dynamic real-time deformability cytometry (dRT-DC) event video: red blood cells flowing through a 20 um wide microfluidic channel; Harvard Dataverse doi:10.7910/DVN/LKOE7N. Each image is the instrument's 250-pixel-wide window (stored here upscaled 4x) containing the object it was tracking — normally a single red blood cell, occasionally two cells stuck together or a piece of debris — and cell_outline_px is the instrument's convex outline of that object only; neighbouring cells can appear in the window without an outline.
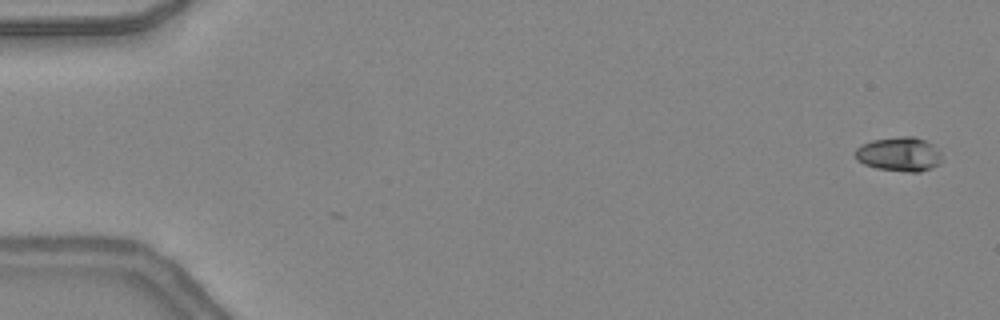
{"species": "common noctule bat (a hibernating species)", "species_latin": "Nyctalus noctula", "temperature_condition": "warm", "stored_images_in_passage": 2, "camera_frame_rate_fps": 3000, "um_per_image_px": 0.085, "animal": {"sex": "female", "body_mass_g": 24.6, "forearm_length_mm": 56.2}, "frame": {"image": 1, "passage_image": 2, "time_ms": 0.333, "image_size_px": [1000, 320], "cell_outline_px": [[940, 164], [932, 168], [920, 172], [908, 172], [876, 168], [864, 164], [856, 160], [856, 148], [860, 144], [872, 140], [900, 136], [916, 136], [932, 144], [940, 156]], "centroid_in_image_um": [76.4, 13.1], "position_along_channel_um": 8.6, "area_um2": 17.28}}